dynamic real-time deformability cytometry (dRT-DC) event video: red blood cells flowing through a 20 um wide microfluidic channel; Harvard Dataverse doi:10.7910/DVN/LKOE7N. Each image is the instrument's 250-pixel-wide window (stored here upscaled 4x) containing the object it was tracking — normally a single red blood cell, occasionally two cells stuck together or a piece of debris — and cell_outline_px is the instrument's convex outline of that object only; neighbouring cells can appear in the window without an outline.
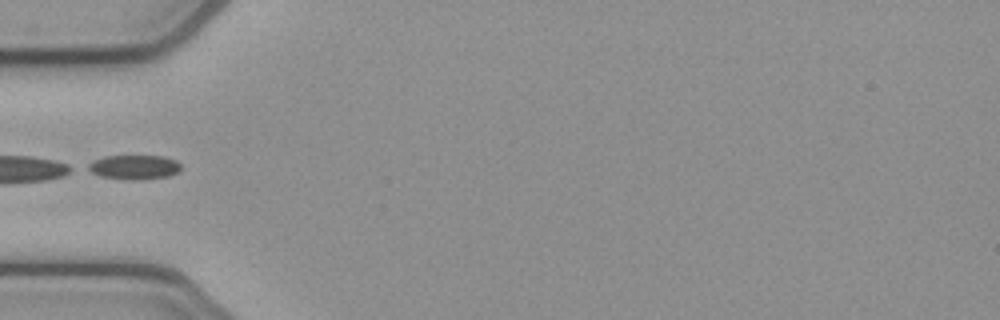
{"species": "common noctule bat (a hibernating species)", "species_latin": "Nyctalus noctula", "temperature_condition": "cold", "stored_images_in_passage": 36, "camera_frame_rate_fps": 3000, "um_per_image_px": 0.085, "animal": {"sex": "female", "body_mass_g": 21.9}, "frame": {"image": 1, "passage_image": 1, "time_ms": 0.0, "image_size_px": [1000, 320], "cell_outline_px": [[180, 168], [176, 172], [168, 176], [140, 180], [132, 180], [100, 176], [84, 168], [88, 164], [104, 156], [164, 156], [176, 160], [180, 164]], "centroid_in_image_um": [11.39, 14.2], "position_along_channel_um": 73.6, "area_um2": 13.12}}